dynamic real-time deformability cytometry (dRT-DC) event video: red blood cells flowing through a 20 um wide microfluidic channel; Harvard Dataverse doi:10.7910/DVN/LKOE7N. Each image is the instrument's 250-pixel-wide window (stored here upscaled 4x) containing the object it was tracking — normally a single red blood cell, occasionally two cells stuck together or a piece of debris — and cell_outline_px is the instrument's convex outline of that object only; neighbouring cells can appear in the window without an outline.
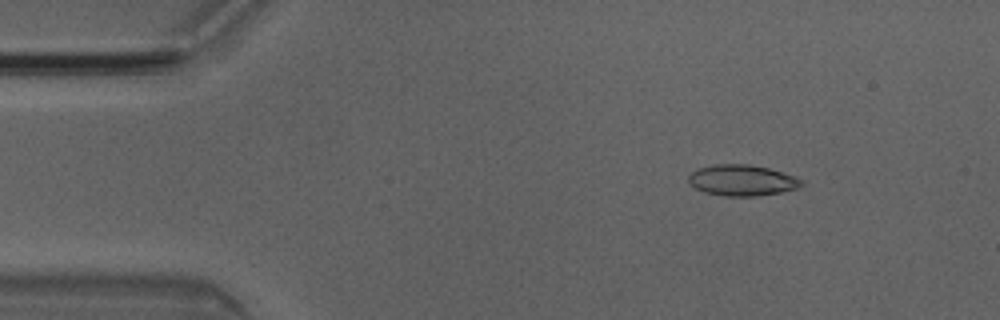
{"species": "Egyptian fruit bat (a non-hibernating species)", "species_latin": "Rousettus aegyptiacus", "temperature_condition": "room temperature", "stored_images_in_passage": 4, "camera_frame_rate_fps": 3000, "um_per_image_px": 0.085, "animal": {"sex": "male"}, "frame": {"image": 1, "passage_image": 2, "time_ms": 0.333, "image_size_px": [1000, 320], "cell_outline_px": [[804, 184], [800, 188], [780, 192], [756, 196], [724, 196], [704, 192], [688, 184], [688, 176], [696, 168], [716, 164], [748, 164], [768, 168], [796, 176], [804, 180]], "centroid_in_image_um": [63.08, 15.32], "position_along_channel_um": 21.9, "area_um2": 20.63}}